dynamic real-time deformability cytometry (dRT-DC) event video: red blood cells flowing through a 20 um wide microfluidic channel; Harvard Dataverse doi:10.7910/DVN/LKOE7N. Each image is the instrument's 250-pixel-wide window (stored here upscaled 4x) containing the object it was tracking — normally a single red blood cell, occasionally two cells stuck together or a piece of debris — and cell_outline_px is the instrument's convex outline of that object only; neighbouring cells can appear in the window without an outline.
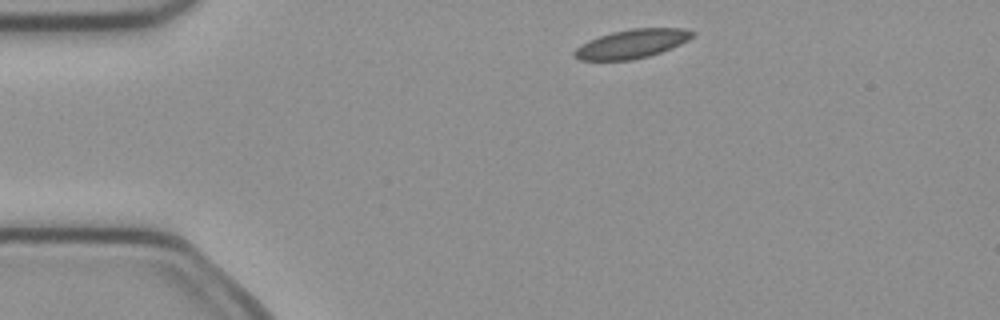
{"species": "common noctule bat (a hibernating species)", "species_latin": "Nyctalus noctula", "temperature_condition": "cold", "stored_images_in_passage": 3, "camera_frame_rate_fps": 3000, "um_per_image_px": 0.085, "animal": {"sex": "female", "body_mass_g": 21.9}, "frame": {"image": 1, "passage_image": 1, "time_ms": 0.0, "image_size_px": [1000, 320], "cell_outline_px": [[696, 32], [688, 40], [680, 44], [660, 52], [648, 56], [632, 60], [580, 60], [572, 56], [572, 52], [580, 44], [588, 40], [612, 32], [632, 28], [684, 28]], "centroid_in_image_um": [53.67, 3.72], "position_along_channel_um": 31.3, "area_um2": 19.83}}
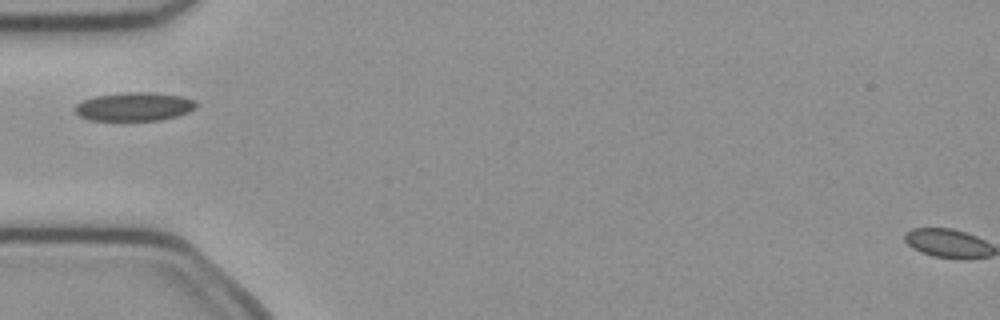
{"frame": {"image": 2, "passage_image": 3, "time_ms": 0.667, "image_size_px": [1000, 320], "cell_outline_px": [[196, 108], [188, 112], [176, 116], [160, 120], [88, 120], [80, 116], [72, 108], [76, 104], [84, 100], [96, 96], [128, 92], [148, 92], [184, 96], [196, 100]], "centroid_in_image_um": [11.42, 9.06], "position_along_channel_um": 73.6, "area_um2": 20.17}}